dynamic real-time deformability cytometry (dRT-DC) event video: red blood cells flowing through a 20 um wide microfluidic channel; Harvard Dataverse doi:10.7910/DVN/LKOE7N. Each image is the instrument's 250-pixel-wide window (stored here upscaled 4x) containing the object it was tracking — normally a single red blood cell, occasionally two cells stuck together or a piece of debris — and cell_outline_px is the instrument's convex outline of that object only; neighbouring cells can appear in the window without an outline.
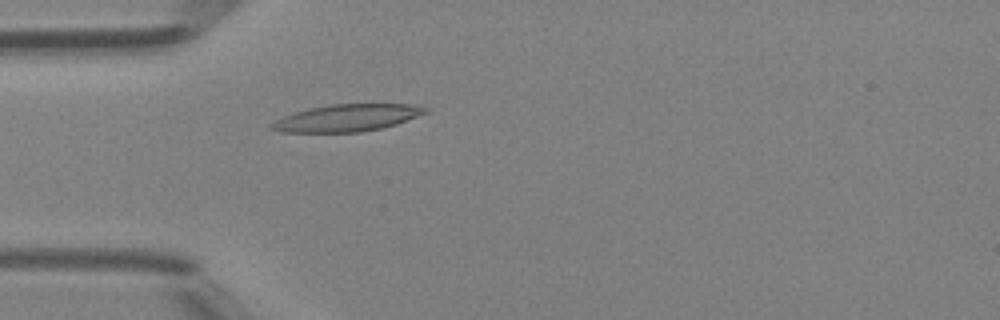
{"species": "Egyptian fruit bat (a non-hibernating species)", "species_latin": "Rousettus aegyptiacus", "temperature_condition": "room temperature", "stored_images_in_passage": 48, "camera_frame_rate_fps": 3000, "um_per_image_px": 0.085, "animal": {"sex": "female"}, "frame": {"image": 1, "passage_image": 14, "time_ms": 4.333, "image_size_px": [1000, 320], "cell_outline_px": [[428, 112], [396, 124], [384, 128], [360, 132], [280, 132], [268, 128], [268, 124], [284, 116], [308, 108], [332, 104], [408, 104], [428, 108]], "centroid_in_image_um": [29.46, 10.03], "position_along_channel_um": 55.5, "area_um2": 24.22}}
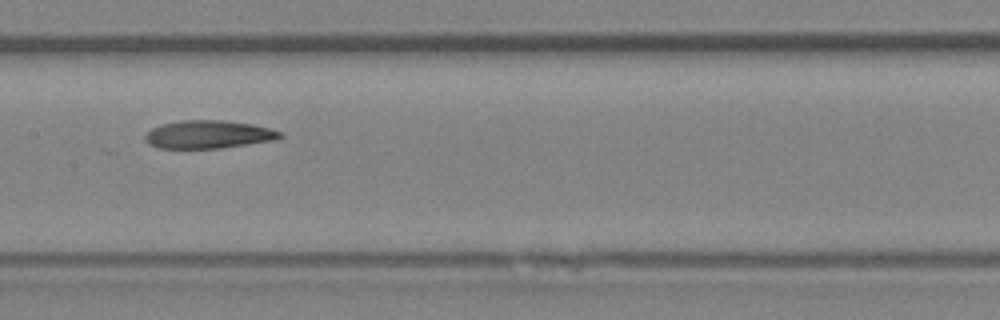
{"frame": {"image": 2, "passage_image": 24, "time_ms": 7.667, "image_size_px": [1000, 320], "cell_outline_px": [[284, 136], [280, 140], [220, 148], [156, 148], [148, 144], [144, 140], [144, 136], [152, 128], [160, 124], [180, 120], [224, 120], [252, 124], [268, 128], [280, 132]], "centroid_in_image_um": [17.72, 11.43], "position_along_channel_um": 189.7, "area_um2": 22.31}}
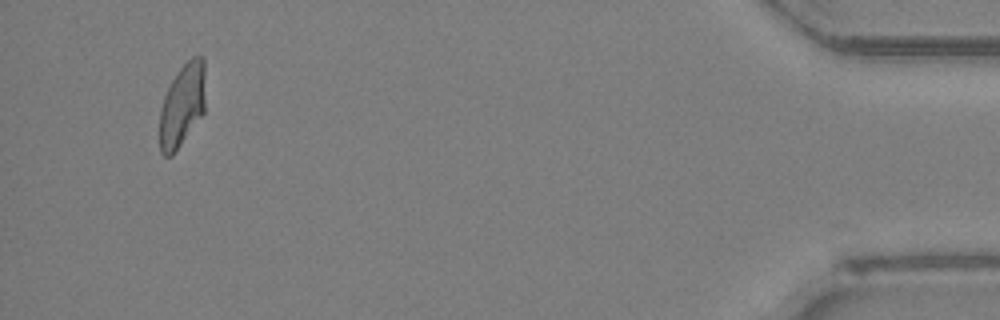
{"frame": {"image": 3, "passage_image": 46, "time_ms": 15.0, "image_size_px": [1000, 320], "cell_outline_px": [[204, 112], [172, 156], [164, 156], [160, 152], [160, 108], [164, 96], [176, 72], [192, 56], [204, 56]], "centroid_in_image_um": [15.48, 8.93], "position_along_channel_um": 419.7, "area_um2": 21.96}, "authors_computed_cell_mechanics": {"area_um2": 23.2067, "velocity_mm_per_s": 4.2013, "shape_relaxation_time_tau1_ms": 8.7906, "shape_relaxation_time_tau2_ms": 3.3067, "deformation_change_tau1": 0.2561, "deformation_change_tau2": 0.1209}}